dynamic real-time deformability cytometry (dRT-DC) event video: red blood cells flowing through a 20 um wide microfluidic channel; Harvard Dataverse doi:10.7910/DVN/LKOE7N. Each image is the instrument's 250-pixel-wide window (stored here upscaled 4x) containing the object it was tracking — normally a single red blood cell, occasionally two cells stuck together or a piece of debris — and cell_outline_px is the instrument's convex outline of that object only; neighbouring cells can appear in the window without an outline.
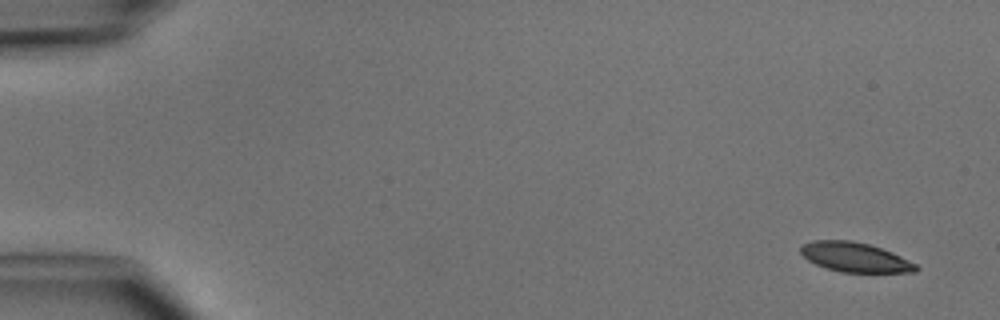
{"species": "common noctule bat (a hibernating species)", "species_latin": "Nyctalus noctula", "temperature_condition": "cold", "stored_images_in_passage": 4, "camera_frame_rate_fps": 3000, "um_per_image_px": 0.085, "animal": {"sex": "male", "body_mass_g": 15.6}, "frame": {"image": 1, "passage_image": 1, "time_ms": 0.0, "image_size_px": [1000, 320], "cell_outline_px": [[920, 268], [916, 272], [840, 272], [816, 264], [808, 260], [800, 252], [800, 248], [804, 244], [812, 240], [852, 240], [868, 244], [892, 252], [916, 264]], "centroid_in_image_um": [72.68, 21.86], "position_along_channel_um": 12.3, "area_um2": 19.71}}
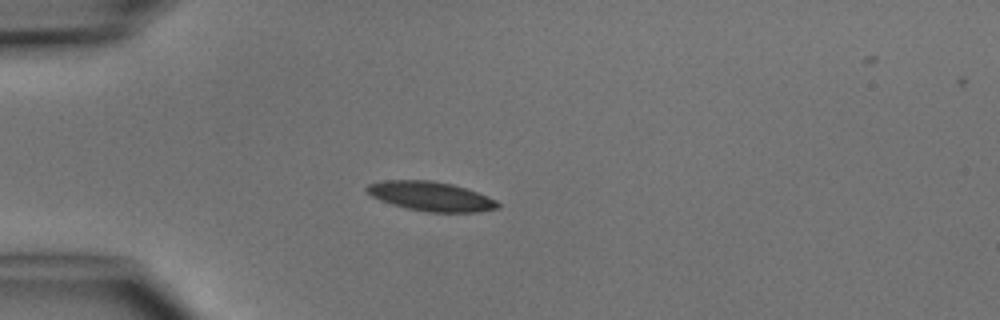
{"frame": {"image": 2, "passage_image": 4, "time_ms": 3.667, "image_size_px": [1000, 320], "cell_outline_px": [[500, 208], [480, 212], [428, 212], [408, 208], [392, 204], [380, 200], [372, 196], [364, 188], [368, 184], [384, 180], [432, 180], [452, 184], [488, 196], [496, 200], [500, 204]], "centroid_in_image_um": [36.64, 16.68], "position_along_channel_um": 48.4, "area_um2": 22.37}}